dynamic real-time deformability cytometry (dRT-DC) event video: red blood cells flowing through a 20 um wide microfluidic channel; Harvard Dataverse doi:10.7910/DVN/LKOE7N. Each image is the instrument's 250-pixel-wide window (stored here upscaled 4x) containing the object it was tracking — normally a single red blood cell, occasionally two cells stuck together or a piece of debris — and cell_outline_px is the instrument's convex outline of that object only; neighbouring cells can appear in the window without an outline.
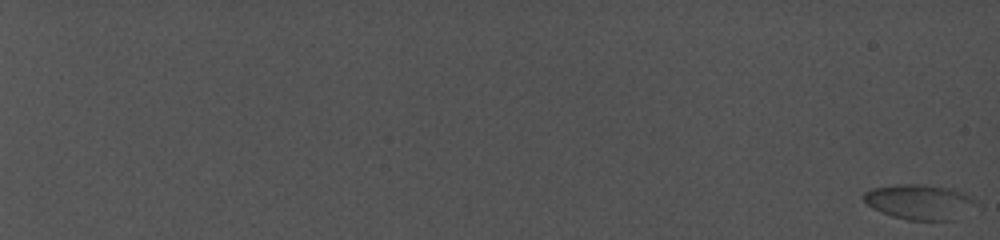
{"species": "common noctule bat (a hibernating species)", "species_latin": "Nyctalus noctula", "temperature_condition": "cold", "stored_images_in_passage": 17, "camera_frame_rate_fps": 5000, "um_per_image_px": 0.085, "animal": {"sex": "female", "body_mass_g": 19.0, "forearm_length_mm": 56.7}, "frame": {"image": 1, "passage_image": 1, "time_ms": 0.0, "image_size_px": [1000, 240], "cell_outline_px": [[980, 204], [956, 220], [908, 220], [892, 216], [880, 212], [872, 208], [864, 200], [864, 192], [872, 188], [896, 184], [924, 184], [952, 188], [976, 200]], "centroid_in_image_um": [78.19, 17.16], "position_along_channel_um": 6.8, "area_um2": 23.18}}